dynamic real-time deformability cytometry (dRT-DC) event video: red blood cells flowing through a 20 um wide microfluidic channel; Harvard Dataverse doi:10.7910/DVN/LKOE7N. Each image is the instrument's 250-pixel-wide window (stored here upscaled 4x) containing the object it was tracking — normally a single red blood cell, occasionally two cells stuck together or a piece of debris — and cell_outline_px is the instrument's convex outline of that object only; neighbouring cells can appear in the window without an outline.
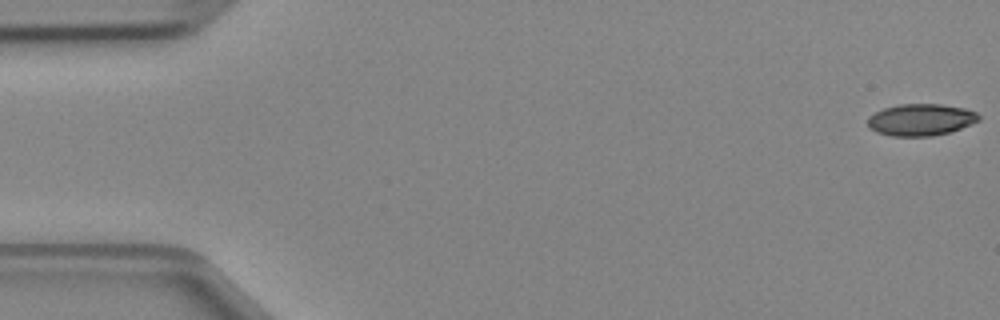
{"species": "Egyptian fruit bat (a non-hibernating species)", "species_latin": "Rousettus aegyptiacus", "temperature_condition": "cold", "stored_images_in_passage": 47, "camera_frame_rate_fps": 3000, "um_per_image_px": 0.085, "animal": {"sex": "female"}, "frame": {"image": 1, "passage_image": 1, "time_ms": 0.0, "image_size_px": [1000, 320], "cell_outline_px": [[980, 120], [960, 128], [948, 132], [932, 136], [892, 136], [876, 132], [868, 128], [868, 116], [884, 108], [900, 104], [940, 104], [964, 108], [976, 112], [980, 116]], "centroid_in_image_um": [78.24, 10.18], "position_along_channel_um": 6.8, "area_um2": 20.52}}
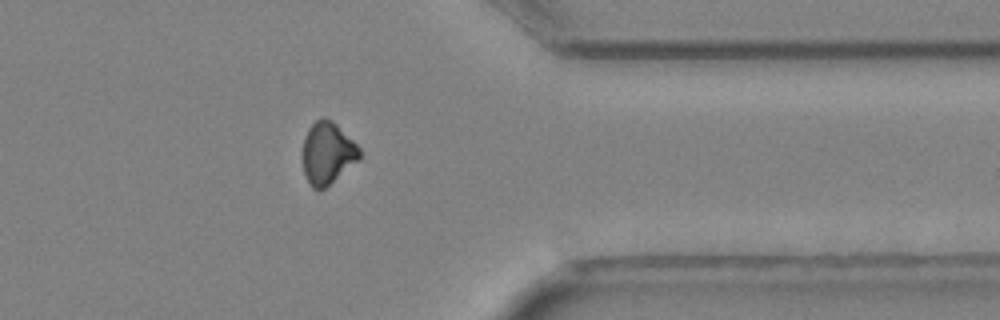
{"frame": {"image": 2, "passage_image": 38, "time_ms": 12.333, "image_size_px": [1000, 320], "cell_outline_px": [[360, 160], [320, 192], [312, 188], [308, 184], [304, 172], [300, 156], [300, 152], [304, 136], [308, 128], [316, 120], [324, 116], [332, 120], [360, 148]], "centroid_in_image_um": [27.78, 13.04], "position_along_channel_um": 383.6, "area_um2": 21.21}}
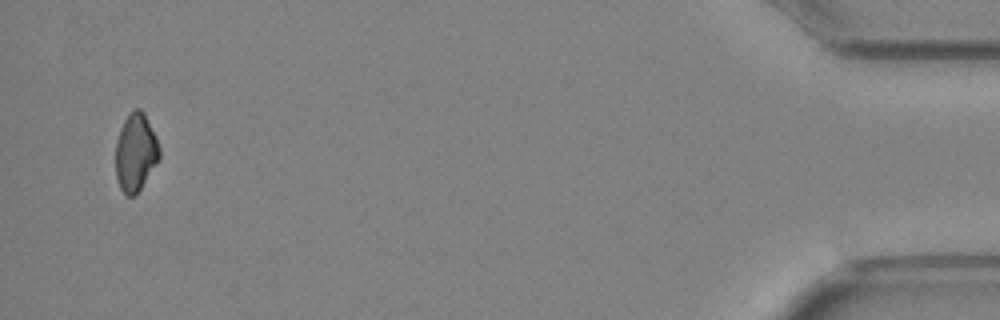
{"frame": {"image": 3, "passage_image": 46, "time_ms": 15.0, "image_size_px": [1000, 320], "cell_outline_px": [[160, 156], [136, 196], [124, 196], [120, 188], [116, 176], [116, 140], [120, 128], [128, 112], [132, 108], [140, 108], [144, 112], [160, 148]], "centroid_in_image_um": [11.5, 12.94], "position_along_channel_um": 423.7, "area_um2": 19.88}}